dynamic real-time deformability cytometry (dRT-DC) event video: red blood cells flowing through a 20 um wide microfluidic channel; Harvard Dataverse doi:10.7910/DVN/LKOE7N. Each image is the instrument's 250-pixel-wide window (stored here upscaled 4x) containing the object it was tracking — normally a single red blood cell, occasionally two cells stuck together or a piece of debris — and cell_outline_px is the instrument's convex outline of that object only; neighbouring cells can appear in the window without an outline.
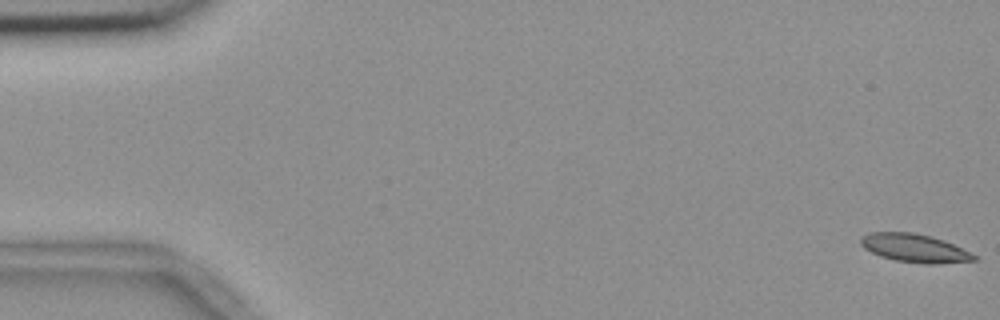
{"species": "common noctule bat (a hibernating species)", "species_latin": "Nyctalus noctula", "temperature_condition": "room temperature", "stored_images_in_passage": 56, "camera_frame_rate_fps": 3000, "um_per_image_px": 0.085, "animal": {"sex": "female", "body_mass_g": 18.4}, "frame": {"image": 1, "passage_image": 1, "time_ms": 0.0, "image_size_px": [1000, 320], "cell_outline_px": [[976, 260], [936, 264], [924, 264], [896, 260], [880, 256], [864, 248], [860, 244], [860, 240], [868, 232], [912, 232], [932, 236], [944, 240], [976, 256]], "centroid_in_image_um": [77.71, 21.08], "position_along_channel_um": 7.3, "area_um2": 18.5}}
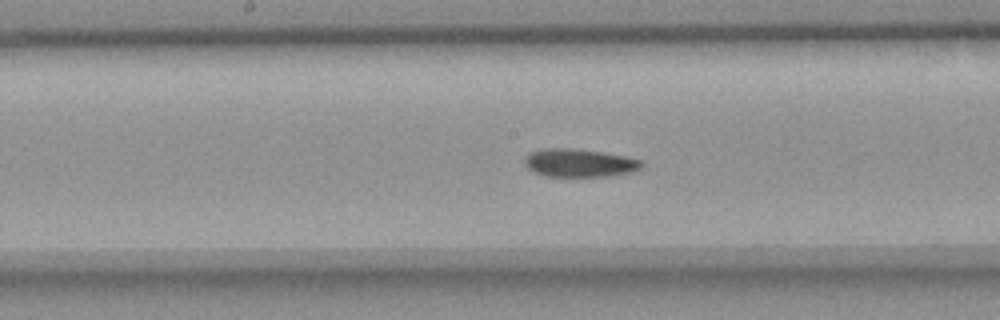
{"frame": {"image": 2, "passage_image": 29, "time_ms": 9.333, "image_size_px": [1000, 320], "cell_outline_px": [[644, 164], [640, 168], [632, 172], [604, 176], [544, 176], [532, 172], [524, 164], [524, 160], [532, 152], [544, 148], [572, 148], [628, 156], [644, 160]], "centroid_in_image_um": [49.27, 13.85], "position_along_channel_um": 198.9, "area_um2": 19.19}}
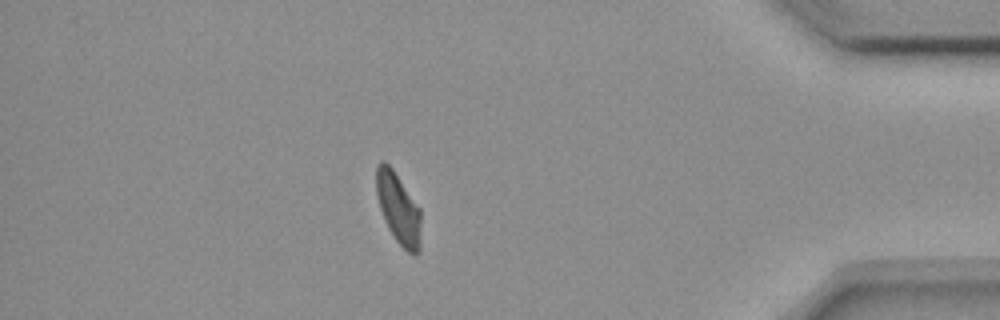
{"frame": {"image": 3, "passage_image": 49, "time_ms": 16.0, "image_size_px": [1000, 320], "cell_outline_px": [[420, 252], [412, 256], [396, 240], [388, 228], [384, 220], [380, 208], [376, 192], [376, 164], [380, 160], [384, 160], [392, 168], [420, 208]], "centroid_in_image_um": [33.85, 17.71], "position_along_channel_um": 401.3, "area_um2": 18.5}, "authors_computed_cell_mechanics": {"area_um2": 18.9584, "velocity_mm_per_s": 3.6499, "shape_relaxation_time_tau1_ms": 6.2464, "shape_relaxation_time_tau2_ms": 3.3861, "deformation_change_tau1": 0.1396, "deformation_change_tau2": 0.0868}}